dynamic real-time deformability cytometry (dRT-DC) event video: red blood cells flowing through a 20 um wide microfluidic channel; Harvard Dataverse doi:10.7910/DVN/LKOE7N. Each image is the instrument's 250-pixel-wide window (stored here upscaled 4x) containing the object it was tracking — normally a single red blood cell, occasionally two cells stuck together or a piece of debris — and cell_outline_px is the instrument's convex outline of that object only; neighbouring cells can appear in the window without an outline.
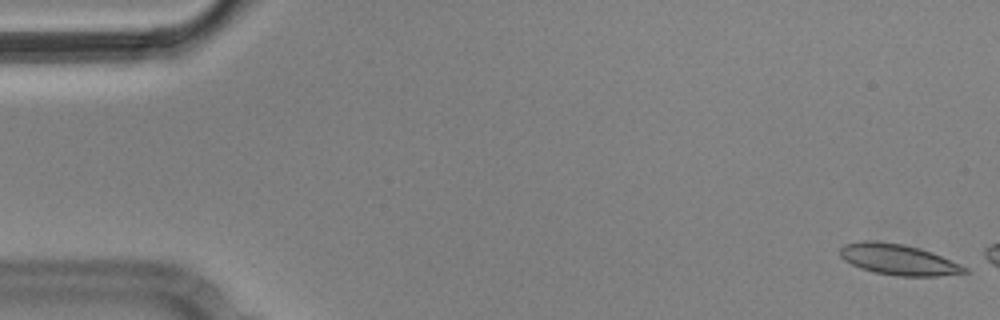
{"species": "Egyptian fruit bat (a non-hibernating species)", "species_latin": "Rousettus aegyptiacus", "temperature_condition": "cold", "stored_images_in_passage": 8, "camera_frame_rate_fps": 3000, "um_per_image_px": 0.085, "animal": {"sex": "male"}, "frame": {"image": 1, "passage_image": 1, "time_ms": 0.0, "image_size_px": [1000, 320], "cell_outline_px": [[968, 272], [936, 276], [896, 276], [876, 272], [860, 268], [844, 260], [840, 256], [840, 248], [844, 244], [864, 240], [872, 240], [904, 244], [920, 248], [932, 252], [960, 264], [968, 268]], "centroid_in_image_um": [76.34, 22.05], "position_along_channel_um": 8.7, "area_um2": 22.31}}